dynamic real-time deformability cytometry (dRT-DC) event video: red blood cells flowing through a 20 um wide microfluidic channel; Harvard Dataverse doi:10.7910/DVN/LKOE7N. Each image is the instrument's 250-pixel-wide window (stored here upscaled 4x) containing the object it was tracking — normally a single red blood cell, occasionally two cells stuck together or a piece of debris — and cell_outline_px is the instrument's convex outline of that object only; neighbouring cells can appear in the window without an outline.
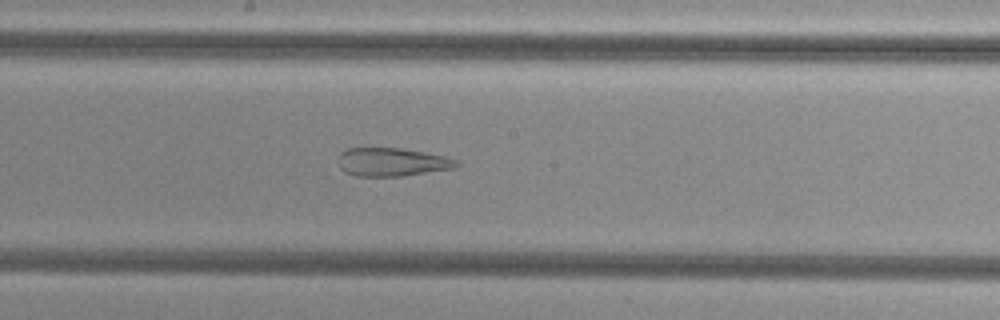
{"species": "common noctule bat (a hibernating species)", "species_latin": "Nyctalus noctula", "temperature_condition": "cold", "stored_images_in_passage": 37, "camera_frame_rate_fps": 3000, "um_per_image_px": 0.085, "animal": {"sex": "female", "body_mass_g": 29.2, "forearm_length_mm": 56.3}, "frame": {"image": 1, "passage_image": 12, "time_ms": 3.667, "image_size_px": [1000, 320], "cell_outline_px": [[460, 164], [456, 168], [404, 176], [356, 176], [344, 172], [340, 168], [336, 160], [340, 152], [348, 148], [400, 148], [424, 152], [444, 156], [460, 160]], "centroid_in_image_um": [33.32, 13.78], "position_along_channel_um": 214.9, "area_um2": 19.88}}
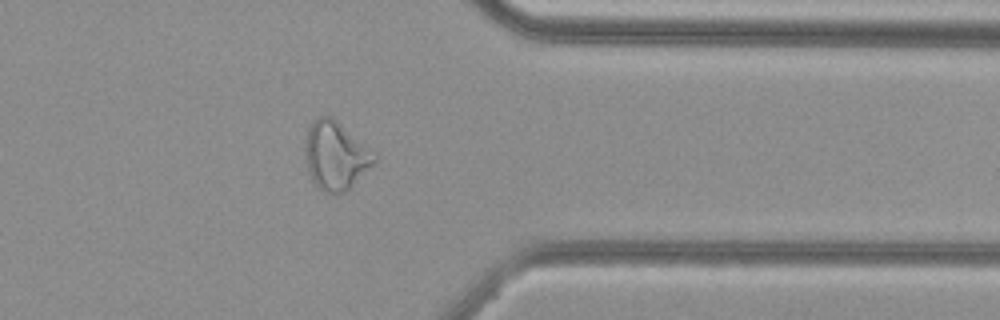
{"frame": {"image": 2, "passage_image": 26, "time_ms": 8.333, "image_size_px": [1000, 320], "cell_outline_px": [[376, 160], [344, 192], [328, 192], [316, 188], [312, 180], [304, 160], [304, 140], [308, 128], [320, 116], [332, 116], [376, 152]], "centroid_in_image_um": [28.49, 13.19], "position_along_channel_um": 382.9, "area_um2": 27.4}}
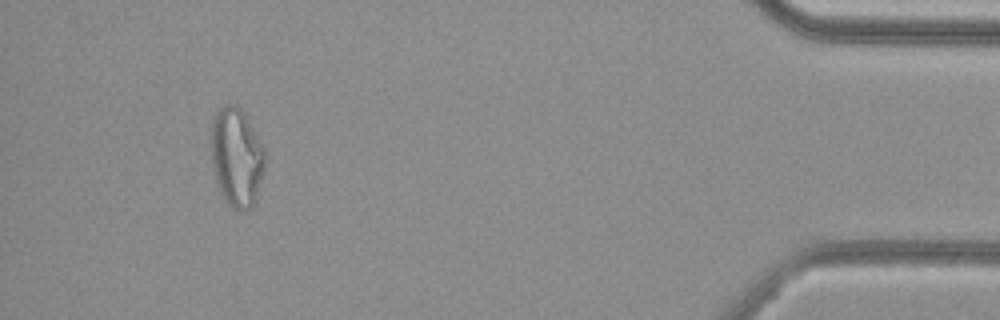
{"frame": {"image": 3, "passage_image": 33, "time_ms": 10.667, "image_size_px": [1000, 320], "cell_outline_px": [[264, 168], [256, 200], [252, 208], [240, 212], [232, 208], [224, 200], [216, 180], [212, 160], [208, 136], [212, 120], [216, 112], [224, 104], [236, 104], [244, 112], [264, 148]], "centroid_in_image_um": [20.08, 13.35], "position_along_channel_um": 415.1, "area_um2": 31.5}}